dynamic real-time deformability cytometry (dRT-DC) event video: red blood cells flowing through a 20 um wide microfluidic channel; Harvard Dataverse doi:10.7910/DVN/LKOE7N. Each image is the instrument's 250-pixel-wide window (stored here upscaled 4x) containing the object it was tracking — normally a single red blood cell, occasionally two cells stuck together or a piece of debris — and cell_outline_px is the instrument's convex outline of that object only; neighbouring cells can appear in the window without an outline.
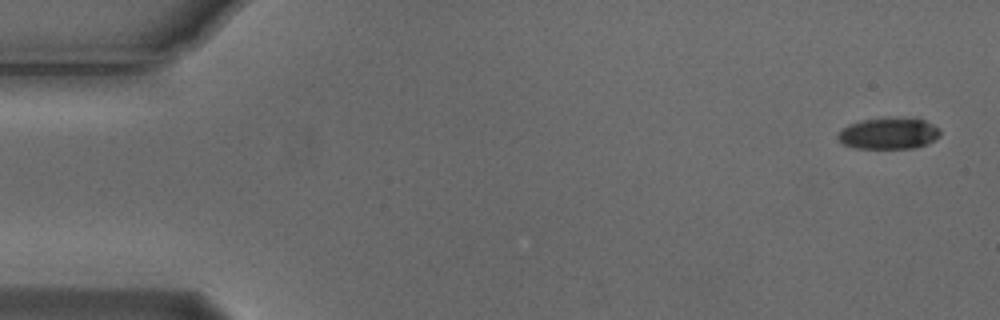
{"species": "Egyptian fruit bat (a non-hibernating species)", "species_latin": "Rousettus aegyptiacus", "temperature_condition": "cold", "stored_images_in_passage": 5, "segment_of_instrument_passage": [1, 2], "camera_frame_rate_fps": 3000, "um_per_image_px": 0.085, "animal": {"sex": "male"}, "frame": {"image": 1, "passage_image": 1, "time_ms": 0.0, "image_size_px": [1000, 320], "cell_outline_px": [[940, 136], [928, 144], [912, 148], [856, 148], [844, 144], [836, 136], [848, 124], [860, 120], [916, 116], [940, 128]], "centroid_in_image_um": [75.59, 11.32], "position_along_channel_um": 9.4, "area_um2": 18.9}}
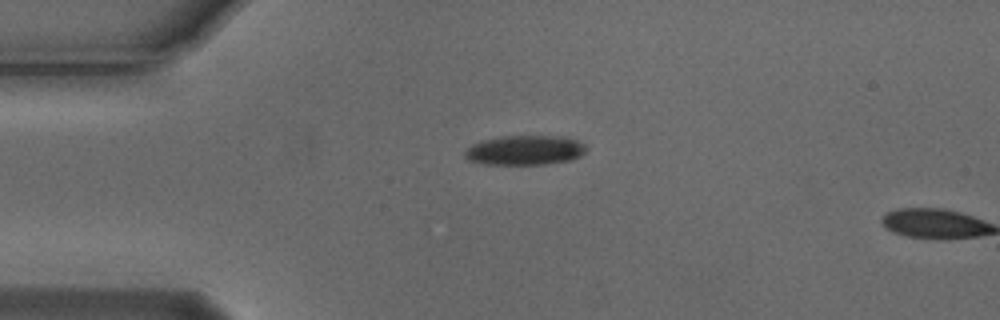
{"frame": {"image": 2, "passage_image": 4, "time_ms": 1.0, "image_size_px": [1000, 320], "cell_outline_px": [[584, 152], [580, 156], [572, 160], [544, 164], [484, 164], [468, 160], [464, 156], [464, 152], [472, 144], [484, 140], [504, 136], [564, 136], [576, 140], [584, 144]], "centroid_in_image_um": [44.61, 12.77], "position_along_channel_um": 40.4, "area_um2": 20.81}}